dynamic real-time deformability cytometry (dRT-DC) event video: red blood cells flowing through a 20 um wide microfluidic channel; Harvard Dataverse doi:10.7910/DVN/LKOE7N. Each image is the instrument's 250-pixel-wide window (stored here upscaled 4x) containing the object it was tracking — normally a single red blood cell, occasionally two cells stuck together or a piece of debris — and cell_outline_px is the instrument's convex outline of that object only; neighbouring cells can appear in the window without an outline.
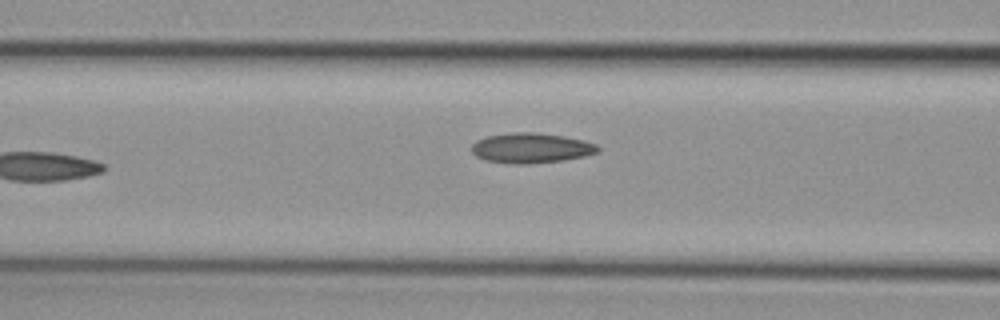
{"species": "common noctule bat (a hibernating species)", "species_latin": "Nyctalus noctula", "temperature_condition": "cold", "stored_images_in_passage": 7, "segment_of_instrument_passage": [1, 2], "camera_frame_rate_fps": 3000, "um_per_image_px": 0.085, "animal": {"sex": "female", "body_mass_g": 29.2, "forearm_length_mm": 56.3}, "frame": {"image": 1, "passage_image": 6, "time_ms": 1.667, "image_size_px": [1000, 320], "cell_outline_px": [[600, 152], [584, 156], [564, 160], [524, 164], [512, 164], [484, 160], [476, 156], [472, 152], [472, 144], [476, 140], [488, 136], [512, 132], [536, 132], [564, 136], [584, 140], [596, 144], [600, 148]], "centroid_in_image_um": [45.15, 12.58], "position_along_channel_um": 121.4, "area_um2": 22.25}}